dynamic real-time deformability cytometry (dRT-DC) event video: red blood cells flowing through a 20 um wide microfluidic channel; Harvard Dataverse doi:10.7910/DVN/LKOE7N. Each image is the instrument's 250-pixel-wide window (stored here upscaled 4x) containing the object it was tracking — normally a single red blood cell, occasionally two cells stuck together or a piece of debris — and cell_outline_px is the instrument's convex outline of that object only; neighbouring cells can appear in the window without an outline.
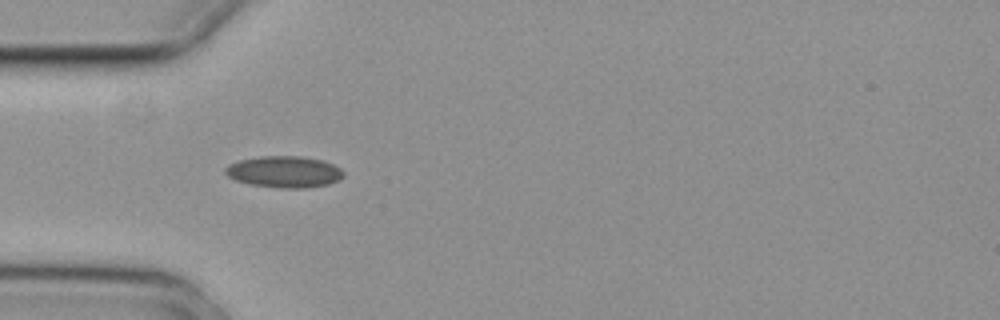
{"species": "common noctule bat (a hibernating species)", "species_latin": "Nyctalus noctula", "temperature_condition": "cold", "stored_images_in_passage": 3, "camera_frame_rate_fps": 3000, "um_per_image_px": 0.085, "animal": {"sex": "female", "body_mass_g": 29.2, "forearm_length_mm": 56.3}, "frame": {"image": 1, "passage_image": 1, "time_ms": 0.0, "image_size_px": [1000, 320], "cell_outline_px": [[344, 176], [340, 180], [328, 184], [304, 188], [280, 188], [252, 184], [236, 180], [228, 176], [224, 172], [224, 168], [228, 164], [240, 160], [260, 156], [300, 156], [324, 160], [340, 168], [344, 172]], "centroid_in_image_um": [24.18, 14.6], "position_along_channel_um": 60.8, "area_um2": 21.73}}
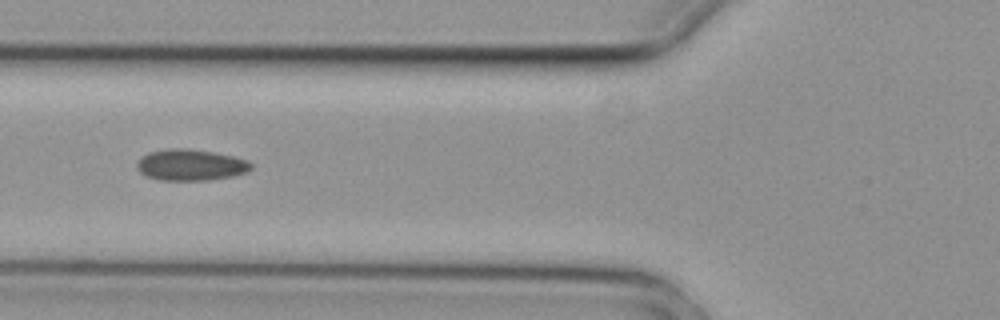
{"frame": {"image": 2, "passage_image": 2, "time_ms": 0.333, "image_size_px": [1000, 320], "cell_outline_px": [[252, 168], [248, 172], [232, 176], [208, 180], [160, 180], [144, 176], [136, 168], [136, 164], [140, 156], [148, 152], [168, 148], [188, 148], [212, 152], [232, 156], [248, 160], [252, 164]], "centroid_in_image_um": [16.17, 14.02], "position_along_channel_um": 109.6, "area_um2": 21.04}}
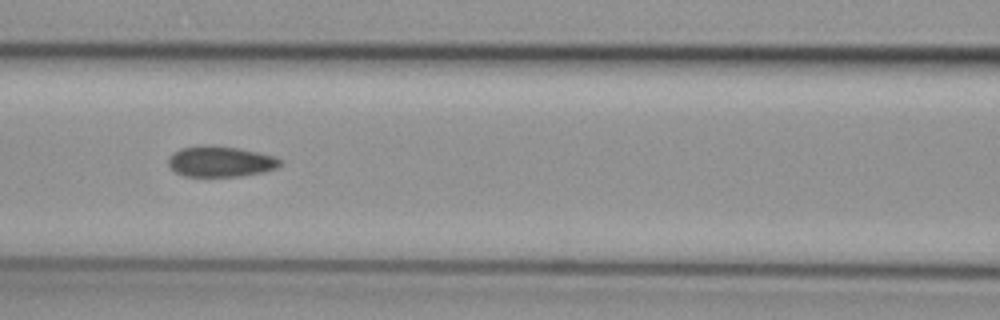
{"frame": {"image": 3, "passage_image": 3, "time_ms": 0.667, "image_size_px": [1000, 320], "cell_outline_px": [[284, 160], [276, 168], [264, 172], [244, 176], [184, 176], [176, 172], [168, 164], [168, 156], [172, 152], [180, 148], [240, 148], [276, 156]], "centroid_in_image_um": [18.8, 13.77], "position_along_channel_um": 147.8, "area_um2": 19.48}}